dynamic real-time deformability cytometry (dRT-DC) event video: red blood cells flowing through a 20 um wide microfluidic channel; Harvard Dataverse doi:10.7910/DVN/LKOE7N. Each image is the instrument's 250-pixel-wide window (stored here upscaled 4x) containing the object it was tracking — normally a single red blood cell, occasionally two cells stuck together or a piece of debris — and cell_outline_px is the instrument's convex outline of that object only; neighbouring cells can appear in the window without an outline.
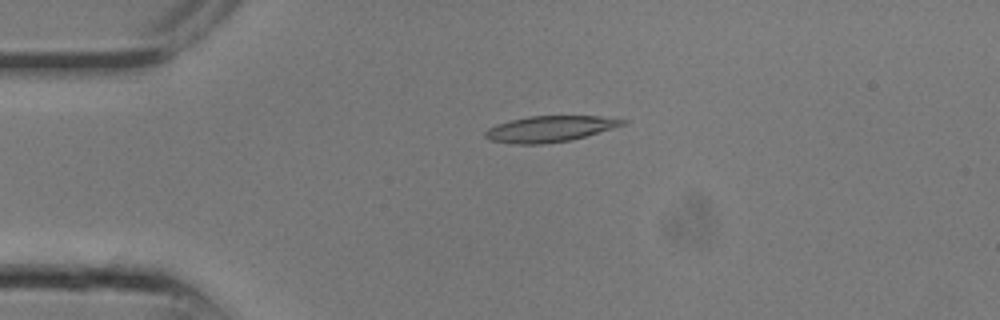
{"species": "common noctule bat (a hibernating species)", "species_latin": "Nyctalus noctula", "temperature_condition": "room temperature", "stored_images_in_passage": 14, "camera_frame_rate_fps": 3000, "um_per_image_px": 0.085, "animal": {"sex": "male", "body_mass_g": 13.3}, "frame": {"image": 1, "passage_image": 6, "time_ms": 1.667, "image_size_px": [1000, 320], "cell_outline_px": [[628, 120], [624, 124], [612, 128], [584, 136], [568, 140], [540, 144], [516, 144], [492, 140], [484, 136], [484, 132], [488, 128], [496, 124], [528, 116], [600, 116]], "centroid_in_image_um": [46.7, 10.94], "position_along_channel_um": 38.3, "area_um2": 20.4}}
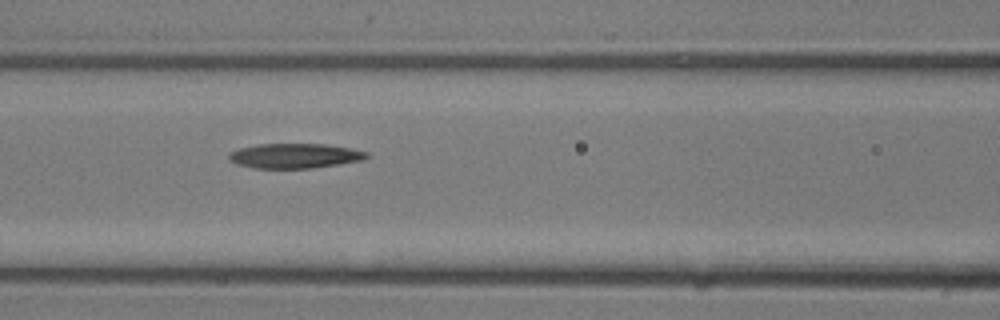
{"frame": {"image": 2, "passage_image": 11, "time_ms": 3.333, "image_size_px": [1000, 320], "cell_outline_px": [[372, 156], [364, 160], [312, 168], [256, 168], [236, 164], [228, 160], [228, 152], [240, 148], [260, 144], [324, 144], [348, 148], [368, 152]], "centroid_in_image_um": [25.05, 13.25], "position_along_channel_um": 141.5, "area_um2": 19.94}}
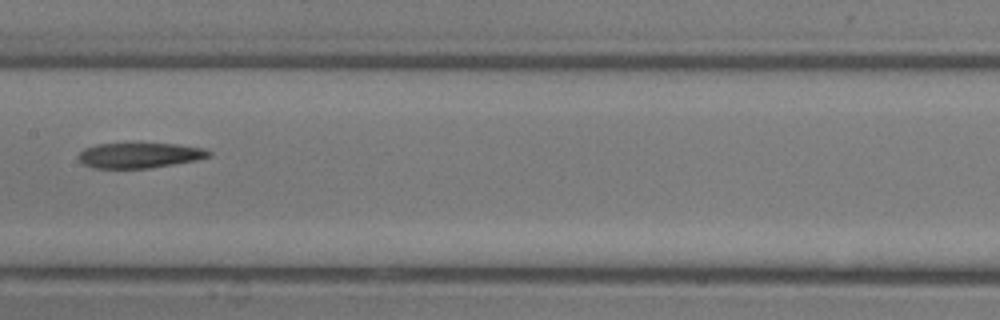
{"frame": {"image": 3, "passage_image": 13, "time_ms": 4.0, "image_size_px": [1000, 320], "cell_outline_px": [[212, 156], [196, 160], [148, 168], [92, 168], [84, 164], [76, 156], [84, 148], [96, 144], [176, 144], [204, 148], [212, 152]], "centroid_in_image_um": [11.85, 13.2], "position_along_channel_um": 195.5, "area_um2": 19.07}}